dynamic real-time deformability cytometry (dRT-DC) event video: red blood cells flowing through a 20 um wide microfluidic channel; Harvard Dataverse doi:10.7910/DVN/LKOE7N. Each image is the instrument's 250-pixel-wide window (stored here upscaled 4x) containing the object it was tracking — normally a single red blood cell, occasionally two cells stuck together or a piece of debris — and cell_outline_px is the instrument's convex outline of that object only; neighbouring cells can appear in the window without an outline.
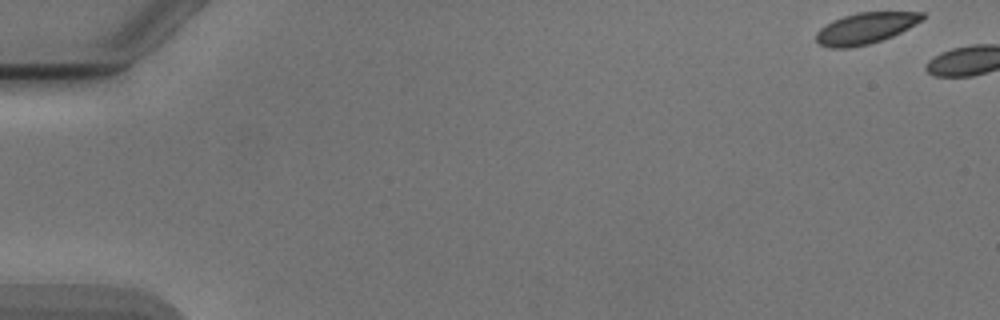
{"species": "Egyptian fruit bat (a non-hibernating species)", "species_latin": "Rousettus aegyptiacus", "temperature_condition": "cold", "stored_images_in_passage": 3, "camera_frame_rate_fps": 3000, "um_per_image_px": 0.085, "animal": {"sex": "male"}, "frame": {"image": 1, "passage_image": 1, "time_ms": 0.0, "image_size_px": [1000, 320], "cell_outline_px": [[924, 16], [920, 20], [908, 28], [892, 36], [868, 44], [848, 48], [828, 48], [820, 44], [816, 40], [816, 32], [820, 28], [832, 20], [856, 12], [924, 12]], "centroid_in_image_um": [73.51, 2.4], "position_along_channel_um": 11.5, "area_um2": 19.07}}